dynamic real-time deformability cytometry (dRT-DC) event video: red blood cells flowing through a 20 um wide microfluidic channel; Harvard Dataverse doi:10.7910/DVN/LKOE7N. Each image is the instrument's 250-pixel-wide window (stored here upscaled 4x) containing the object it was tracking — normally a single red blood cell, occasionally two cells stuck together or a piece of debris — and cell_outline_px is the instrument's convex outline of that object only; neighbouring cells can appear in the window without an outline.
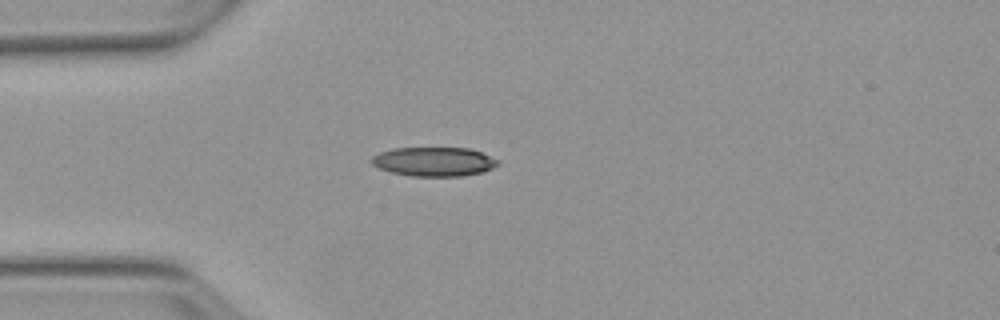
{"species": "Egyptian fruit bat (a non-hibernating species)", "species_latin": "Rousettus aegyptiacus", "temperature_condition": "warm", "stored_images_in_passage": 1, "camera_frame_rate_fps": 3000, "um_per_image_px": 0.085, "animal": {"sex": "female"}, "frame": {"image": 1, "passage_image": 1, "time_ms": 0.0, "image_size_px": [1000, 320], "cell_outline_px": [[500, 164], [484, 172], [464, 176], [412, 176], [392, 172], [380, 168], [372, 164], [372, 156], [380, 152], [392, 148], [468, 148], [480, 152], [500, 160]], "centroid_in_image_um": [36.92, 13.74], "position_along_channel_um": 48.1, "area_um2": 21.44}}